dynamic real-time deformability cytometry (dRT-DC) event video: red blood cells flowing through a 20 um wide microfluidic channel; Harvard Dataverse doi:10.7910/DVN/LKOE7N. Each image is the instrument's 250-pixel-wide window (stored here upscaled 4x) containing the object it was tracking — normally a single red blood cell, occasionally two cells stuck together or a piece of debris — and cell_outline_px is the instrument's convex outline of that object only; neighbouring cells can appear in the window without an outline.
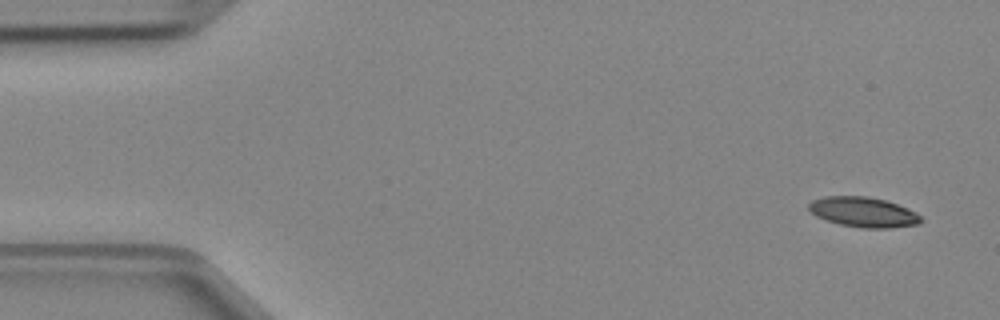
{"species": "Egyptian fruit bat (a non-hibernating species)", "species_latin": "Rousettus aegyptiacus", "temperature_condition": "cold", "stored_images_in_passage": 4, "camera_frame_rate_fps": 3000, "um_per_image_px": 0.085, "animal": {"sex": "female"}, "frame": {"image": 1, "passage_image": 1, "time_ms": 0.0, "image_size_px": [1000, 320], "cell_outline_px": [[924, 220], [916, 224], [888, 228], [860, 228], [840, 224], [816, 216], [808, 208], [808, 204], [812, 200], [824, 196], [868, 196], [884, 200], [908, 208], [916, 212]], "centroid_in_image_um": [73.38, 18.02], "position_along_channel_um": 11.6, "area_um2": 19.54}}
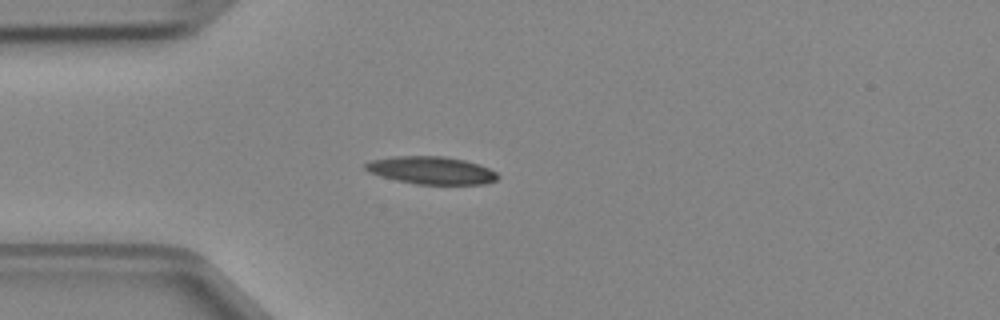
{"frame": {"image": 2, "passage_image": 4, "time_ms": 1.0, "image_size_px": [1000, 320], "cell_outline_px": [[500, 176], [496, 180], [484, 184], [416, 184], [396, 180], [368, 172], [364, 168], [364, 164], [372, 160], [392, 156], [444, 156], [464, 160], [480, 164], [496, 172]], "centroid_in_image_um": [36.67, 14.47], "position_along_channel_um": 48.3, "area_um2": 21.33}}